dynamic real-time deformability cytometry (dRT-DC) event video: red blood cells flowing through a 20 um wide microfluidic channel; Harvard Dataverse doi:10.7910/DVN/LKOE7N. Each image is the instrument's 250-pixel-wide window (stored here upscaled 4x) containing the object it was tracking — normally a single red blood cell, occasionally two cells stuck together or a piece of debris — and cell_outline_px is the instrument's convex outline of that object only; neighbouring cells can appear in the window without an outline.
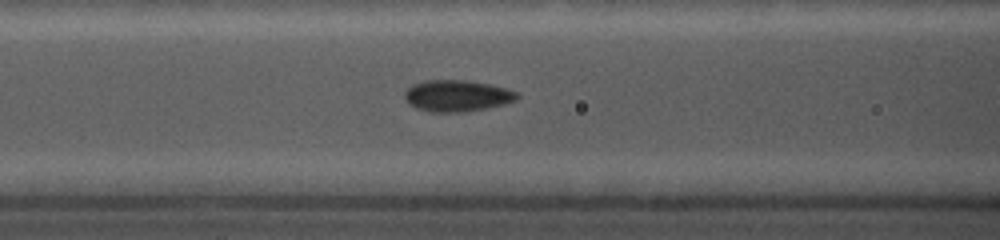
{"species": "common noctule bat (a hibernating species)", "species_latin": "Nyctalus noctula", "temperature_condition": "cold", "stored_images_in_passage": 21, "camera_frame_rate_fps": 5000, "um_per_image_px": 0.085, "animal": {"sex": "female", "body_mass_g": 19.0, "forearm_length_mm": 56.7}, "frame": {"image": 1, "passage_image": 8, "time_ms": 4.0, "image_size_px": [1000, 240], "cell_outline_px": [[520, 96], [516, 100], [504, 104], [464, 112], [428, 112], [416, 108], [408, 104], [404, 100], [404, 92], [412, 84], [424, 80], [468, 80], [508, 88], [520, 92]], "centroid_in_image_um": [38.84, 8.14], "position_along_channel_um": 127.8, "area_um2": 20.92}}
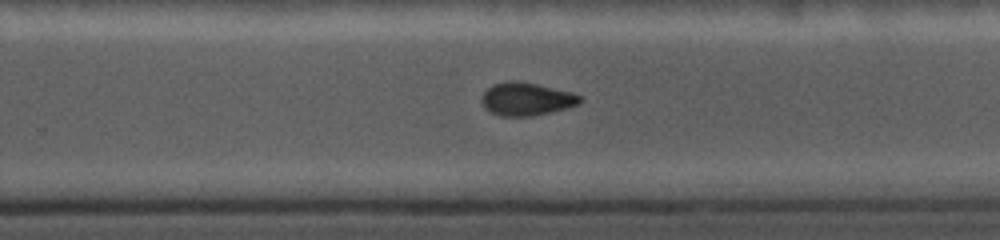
{"frame": {"image": 2, "passage_image": 16, "time_ms": 8.2, "image_size_px": [1000, 240], "cell_outline_px": [[584, 100], [580, 104], [568, 108], [532, 116], [500, 116], [484, 108], [480, 100], [484, 92], [492, 84], [508, 80], [520, 80], [572, 92], [584, 96]], "centroid_in_image_um": [44.78, 8.4], "position_along_channel_um": 285.0, "area_um2": 19.31}}
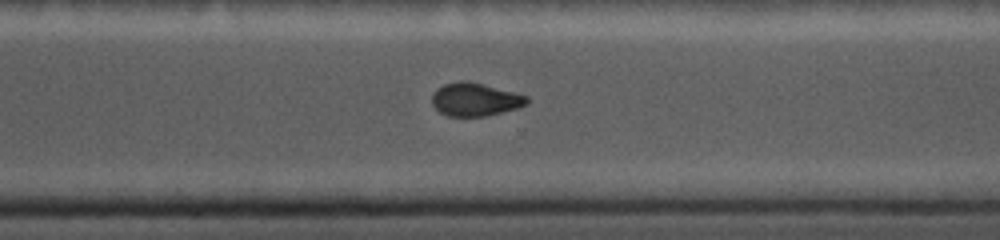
{"frame": {"image": 3, "passage_image": 18, "time_ms": 9.4, "image_size_px": [1000, 240], "cell_outline_px": [[528, 104], [516, 108], [488, 116], [448, 116], [440, 112], [432, 104], [432, 92], [436, 88], [444, 84], [460, 80], [464, 80], [484, 84], [516, 92], [528, 96]], "centroid_in_image_um": [40.38, 8.44], "position_along_channel_um": 330.2, "area_um2": 18.5}}